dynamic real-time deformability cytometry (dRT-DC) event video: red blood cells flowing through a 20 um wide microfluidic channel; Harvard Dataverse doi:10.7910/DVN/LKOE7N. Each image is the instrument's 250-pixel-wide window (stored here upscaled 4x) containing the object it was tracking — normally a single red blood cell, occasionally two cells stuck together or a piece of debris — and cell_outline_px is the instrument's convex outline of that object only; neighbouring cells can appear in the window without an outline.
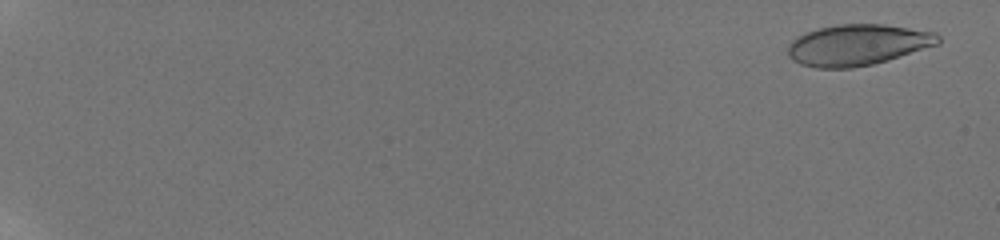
{"species": "human", "species_latin": "Homo sapiens", "temperature_condition": "room temperature", "stored_images_in_passage": 68, "camera_frame_rate_fps": 3000, "um_per_image_px": 0.085, "donor": {"sex": "male"}, "frame": {"image": 1, "passage_image": 5, "time_ms": 0.667, "image_size_px": [1000, 240], "cell_outline_px": [[940, 44], [888, 60], [872, 64], [852, 68], [816, 68], [800, 64], [792, 60], [788, 56], [788, 44], [796, 36], [820, 28], [836, 24], [884, 24], [936, 32], [940, 36]], "centroid_in_image_um": [72.91, 3.82], "position_along_channel_um": 12.1, "area_um2": 36.13}}
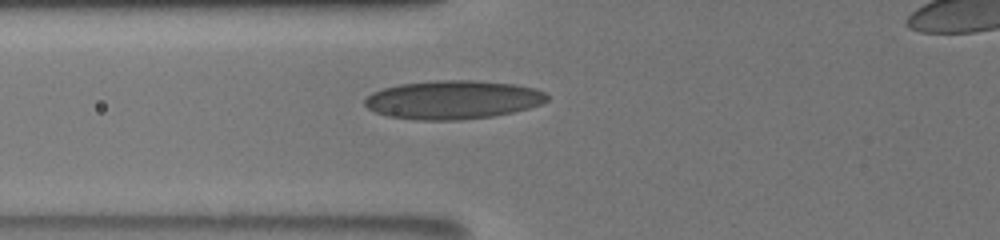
{"frame": {"image": 2, "passage_image": 47, "time_ms": 8.667, "image_size_px": [1000, 240], "cell_outline_px": [[548, 100], [540, 104], [528, 108], [512, 112], [492, 116], [460, 120], [416, 120], [388, 116], [376, 112], [368, 108], [364, 104], [364, 100], [372, 92], [384, 88], [400, 84], [436, 80], [472, 80], [516, 84], [536, 88], [544, 92], [548, 96]], "centroid_in_image_um": [38.5, 8.47], "position_along_channel_um": 87.3, "area_um2": 41.04}}
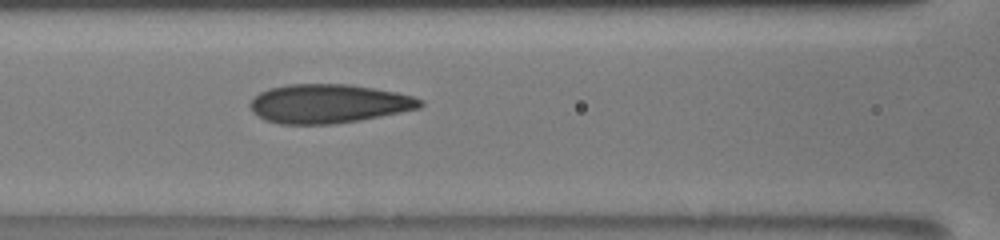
{"frame": {"image": 3, "passage_image": 55, "time_ms": 10.0, "image_size_px": [1000, 240], "cell_outline_px": [[424, 104], [420, 108], [360, 120], [332, 124], [280, 124], [264, 120], [252, 112], [248, 104], [260, 92], [268, 88], [288, 84], [348, 84], [396, 92], [412, 96], [424, 100]], "centroid_in_image_um": [27.91, 8.81], "position_along_channel_um": 138.7, "area_um2": 38.61}}